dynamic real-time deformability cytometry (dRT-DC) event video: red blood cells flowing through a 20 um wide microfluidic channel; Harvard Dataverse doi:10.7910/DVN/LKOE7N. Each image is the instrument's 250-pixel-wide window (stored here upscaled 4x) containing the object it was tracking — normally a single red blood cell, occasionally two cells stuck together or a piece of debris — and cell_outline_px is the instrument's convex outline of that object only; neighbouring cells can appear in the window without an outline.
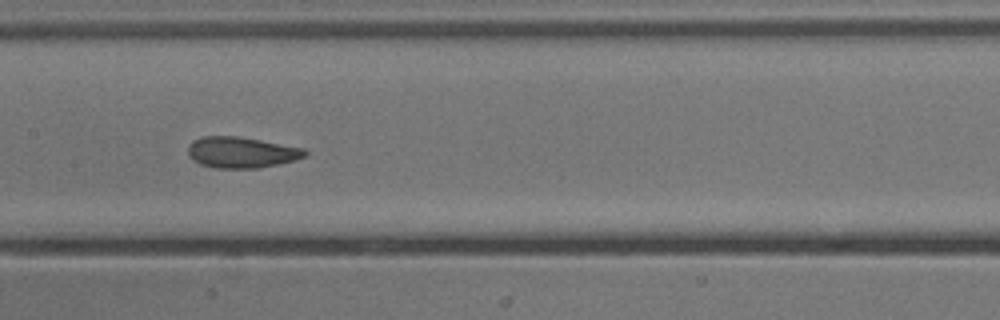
{"species": "common noctule bat (a hibernating species)", "species_latin": "Nyctalus noctula", "temperature_condition": "cold", "stored_images_in_passage": 21, "camera_frame_rate_fps": 3000, "um_per_image_px": 0.085, "animal": {"sex": "male", "body_mass_g": 13.3}, "frame": {"image": 1, "passage_image": 12, "time_ms": 3.667, "image_size_px": [1000, 320], "cell_outline_px": [[308, 152], [304, 156], [296, 160], [280, 164], [256, 168], [216, 168], [200, 164], [192, 160], [188, 156], [188, 144], [192, 140], [204, 136], [236, 136], [260, 140], [304, 148]], "centroid_in_image_um": [20.49, 12.95], "position_along_channel_um": 186.9, "area_um2": 21.21}}